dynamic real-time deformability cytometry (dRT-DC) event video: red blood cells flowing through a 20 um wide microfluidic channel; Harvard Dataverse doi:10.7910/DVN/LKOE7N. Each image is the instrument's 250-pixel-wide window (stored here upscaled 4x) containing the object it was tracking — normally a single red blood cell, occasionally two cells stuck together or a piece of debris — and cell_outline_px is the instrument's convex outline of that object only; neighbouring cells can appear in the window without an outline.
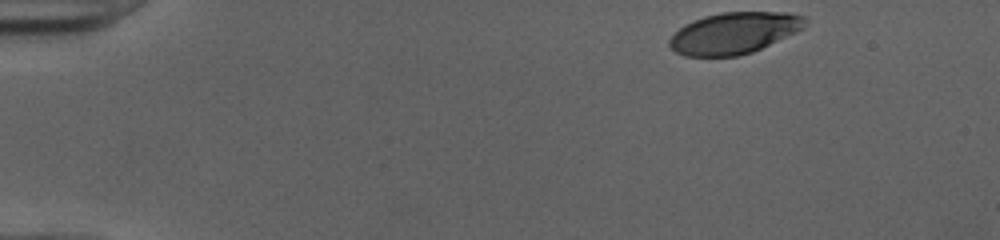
{"species": "human", "species_latin": "Homo sapiens", "temperature_condition": "cold", "stored_images_in_passage": 46, "camera_frame_rate_fps": 3000, "um_per_image_px": 0.085, "donor": {"sex": "female"}, "frame": {"image": 1, "passage_image": 1, "time_ms": 0.0, "image_size_px": [1000, 240], "cell_outline_px": [[808, 24], [804, 28], [796, 32], [752, 52], [736, 56], [684, 56], [676, 52], [668, 44], [668, 40], [684, 24], [692, 20], [704, 16], [720, 12], [788, 12], [804, 16], [808, 20]], "centroid_in_image_um": [62.41, 2.79], "position_along_channel_um": 22.6, "area_um2": 32.83}}
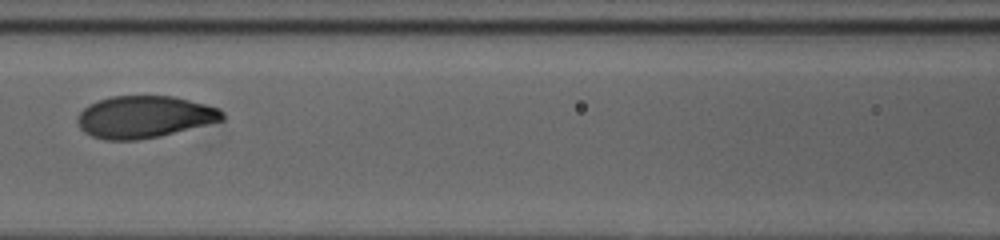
{"frame": {"image": 2, "passage_image": 19, "time_ms": 6.0, "image_size_px": [1000, 240], "cell_outline_px": [[224, 120], [160, 136], [136, 140], [104, 140], [92, 136], [84, 132], [80, 128], [76, 120], [80, 112], [88, 104], [112, 96], [172, 96], [208, 104], [220, 108], [224, 112]], "centroid_in_image_um": [12.28, 9.93], "position_along_channel_um": 154.3, "area_um2": 35.6}}
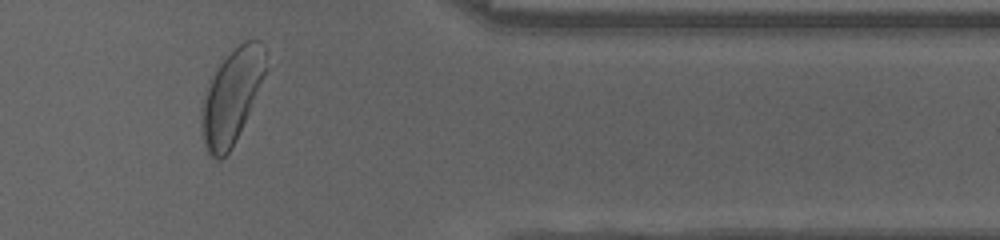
{"frame": {"image": 3, "passage_image": 38, "time_ms": 12.333, "image_size_px": [1000, 240], "cell_outline_px": [[268, 68], [232, 148], [220, 160], [216, 160], [208, 156], [204, 144], [200, 120], [200, 108], [204, 96], [220, 64], [244, 40], [260, 40], [268, 52]], "centroid_in_image_um": [19.71, 8.21], "position_along_channel_um": 391.7, "area_um2": 34.85}, "authors_computed_cell_mechanics": {"area_um2": 35.4025, "velocity_mm_per_s": 3.9811, "shape_relaxation_time_tau1_ms": 2.3697, "shape_relaxation_time_tau2_ms": null, "deformation_change_tau1": 0.1539, "deformation_change_tau2": null}}